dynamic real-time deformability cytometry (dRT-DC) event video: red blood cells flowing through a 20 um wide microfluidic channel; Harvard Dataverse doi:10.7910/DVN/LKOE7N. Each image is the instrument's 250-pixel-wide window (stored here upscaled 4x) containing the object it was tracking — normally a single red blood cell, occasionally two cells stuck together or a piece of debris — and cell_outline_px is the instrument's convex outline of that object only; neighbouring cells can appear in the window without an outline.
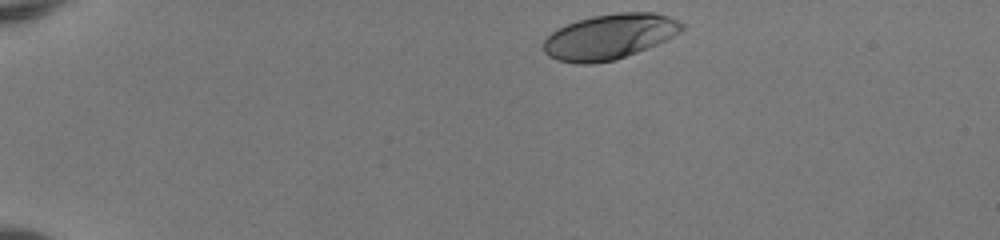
{"species": "human", "species_latin": "Homo sapiens", "temperature_condition": "room temperature", "stored_images_in_passage": 41, "camera_frame_rate_fps": 3000, "um_per_image_px": 0.085, "donor": {"sex": "female"}, "frame": {"image": 1, "passage_image": 1, "time_ms": 0.0, "image_size_px": [1000, 240], "cell_outline_px": [[684, 28], [680, 32], [656, 44], [616, 60], [592, 64], [576, 64], [556, 60], [548, 56], [544, 52], [544, 40], [556, 28], [576, 20], [592, 16], [616, 12], [656, 12], [668, 16], [684, 24]], "centroid_in_image_um": [51.77, 3.11], "position_along_channel_um": 33.2, "area_um2": 36.59}}
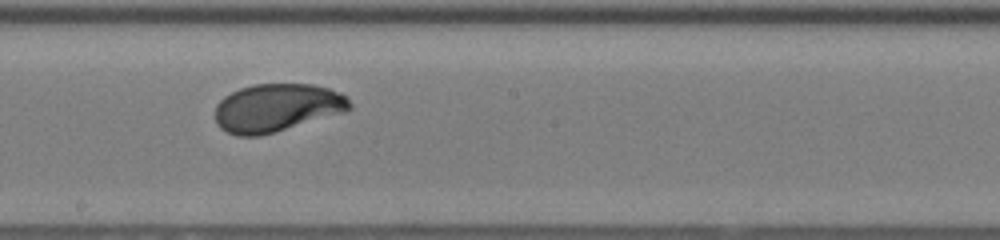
{"frame": {"image": 2, "passage_image": 22, "time_ms": 7.0, "image_size_px": [1000, 240], "cell_outline_px": [[352, 108], [344, 112], [260, 136], [236, 136], [220, 128], [216, 124], [216, 104], [224, 96], [240, 88], [256, 84], [312, 84], [328, 88], [348, 96], [352, 104]], "centroid_in_image_um": [23.53, 9.16], "position_along_channel_um": 224.7, "area_um2": 37.63}}
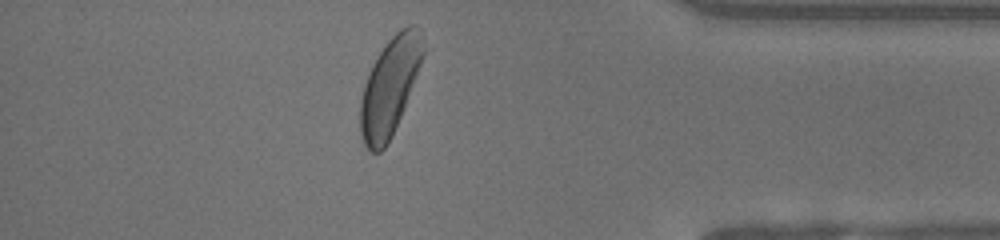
{"frame": {"image": 3, "passage_image": 37, "time_ms": 12.0, "image_size_px": [1000, 240], "cell_outline_px": [[432, 48], [392, 136], [384, 148], [380, 152], [372, 152], [364, 144], [360, 136], [360, 100], [364, 84], [372, 64], [388, 40], [400, 28], [408, 24], [416, 24], [420, 28]], "centroid_in_image_um": [33.27, 7.23], "position_along_channel_um": 401.9, "area_um2": 37.69}, "authors_computed_cell_mechanics": {"area_um2": 37.4544, "velocity_mm_per_s": 3.9762, "shape_relaxation_time_tau1_ms": 1.7132, "shape_relaxation_time_tau2_ms": null, "deformation_change_tau1": 0.1229, "deformation_change_tau2": null}}